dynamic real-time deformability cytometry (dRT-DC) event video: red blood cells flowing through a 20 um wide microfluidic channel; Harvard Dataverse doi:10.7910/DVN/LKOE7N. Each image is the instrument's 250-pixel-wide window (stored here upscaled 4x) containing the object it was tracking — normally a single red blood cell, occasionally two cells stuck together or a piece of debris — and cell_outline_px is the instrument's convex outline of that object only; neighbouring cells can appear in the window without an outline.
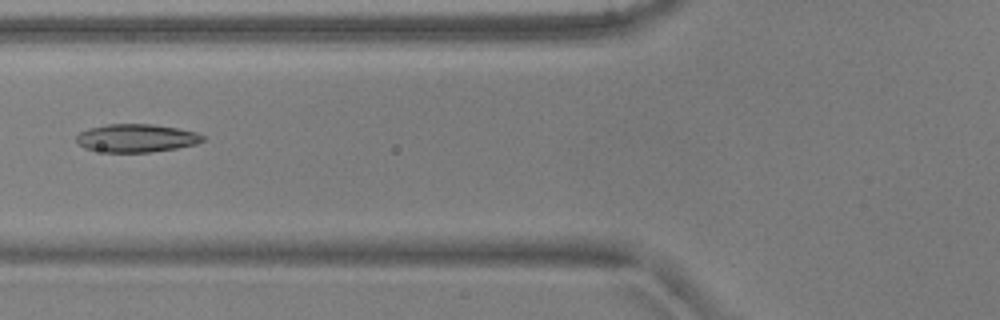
{"species": "common noctule bat (a hibernating species)", "species_latin": "Nyctalus noctula", "temperature_condition": "warm", "stored_images_in_passage": 6, "camera_frame_rate_fps": 3000, "um_per_image_px": 0.085, "animal": {"sex": "male", "body_mass_g": 17.9, "forearm_length_mm": 54.2}, "frame": {"image": 1, "passage_image": 6, "time_ms": 1.667, "image_size_px": [1000, 320], "cell_outline_px": [[204, 140], [196, 144], [176, 148], [152, 152], [104, 152], [84, 148], [76, 140], [76, 136], [80, 132], [88, 128], [108, 124], [152, 124], [176, 128], [196, 132], [204, 136]], "centroid_in_image_um": [11.58, 11.74], "position_along_channel_um": 114.2, "area_um2": 20.63}}